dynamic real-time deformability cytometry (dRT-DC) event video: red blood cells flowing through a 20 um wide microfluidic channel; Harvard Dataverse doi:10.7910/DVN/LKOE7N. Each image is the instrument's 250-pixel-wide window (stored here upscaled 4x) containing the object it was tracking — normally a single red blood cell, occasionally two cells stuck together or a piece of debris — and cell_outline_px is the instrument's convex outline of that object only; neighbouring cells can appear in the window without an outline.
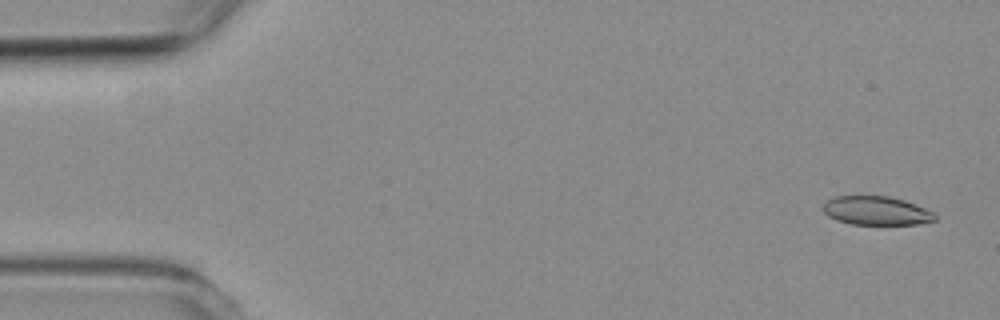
{"species": "common noctule bat (a hibernating species)", "species_latin": "Nyctalus noctula", "temperature_condition": "room temperature", "stored_images_in_passage": 6, "camera_frame_rate_fps": 3000, "um_per_image_px": 0.085, "animal": {"sex": "female", "body_mass_g": 19.3, "forearm_length_mm": 54.1}, "frame": {"image": 1, "passage_image": 1, "time_ms": 0.0, "image_size_px": [1000, 320], "cell_outline_px": [[936, 220], [916, 224], [852, 224], [836, 220], [828, 216], [820, 208], [828, 200], [836, 196], [888, 196], [904, 200], [916, 204], [932, 212], [936, 216]], "centroid_in_image_um": [74.46, 17.91], "position_along_channel_um": 10.5, "area_um2": 18.67}}
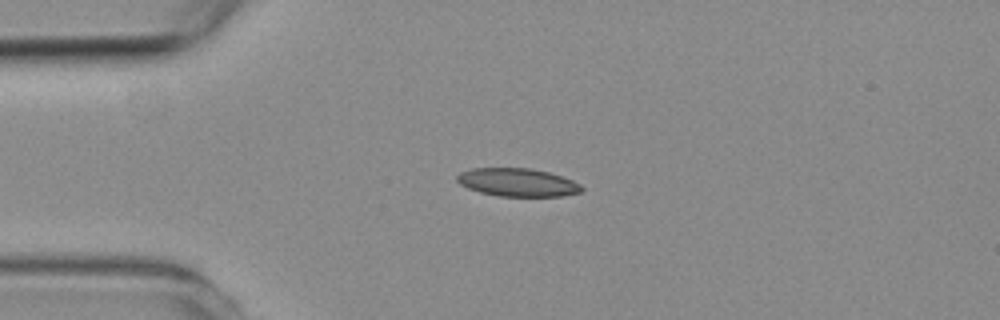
{"frame": {"image": 2, "passage_image": 4, "time_ms": 3.333, "image_size_px": [1000, 320], "cell_outline_px": [[584, 188], [580, 192], [560, 196], [500, 196], [480, 192], [468, 188], [460, 184], [456, 180], [456, 176], [460, 172], [472, 168], [532, 168], [548, 172], [572, 180], [580, 184]], "centroid_in_image_um": [43.97, 15.49], "position_along_channel_um": 41.0, "area_um2": 20.35}}
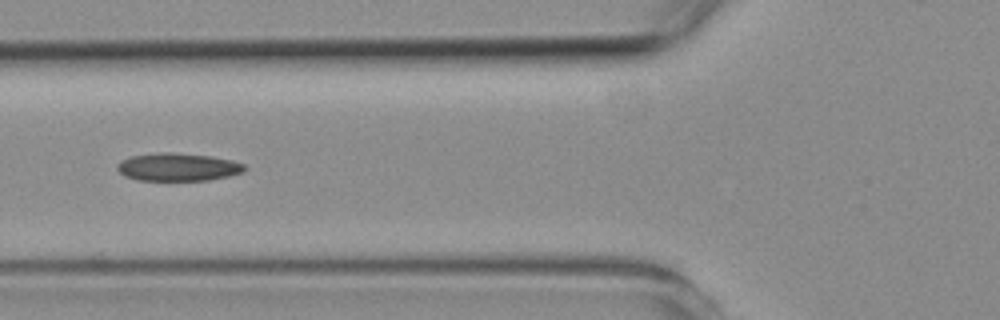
{"frame": {"image": 3, "passage_image": 6, "time_ms": 5.667, "image_size_px": [1000, 320], "cell_outline_px": [[248, 168], [244, 172], [228, 176], [208, 180], [136, 180], [124, 176], [116, 168], [116, 164], [120, 160], [128, 156], [164, 152], [172, 152], [212, 156], [232, 160], [244, 164]], "centroid_in_image_um": [15.11, 14.19], "position_along_channel_um": 110.7, "area_um2": 20.92}}